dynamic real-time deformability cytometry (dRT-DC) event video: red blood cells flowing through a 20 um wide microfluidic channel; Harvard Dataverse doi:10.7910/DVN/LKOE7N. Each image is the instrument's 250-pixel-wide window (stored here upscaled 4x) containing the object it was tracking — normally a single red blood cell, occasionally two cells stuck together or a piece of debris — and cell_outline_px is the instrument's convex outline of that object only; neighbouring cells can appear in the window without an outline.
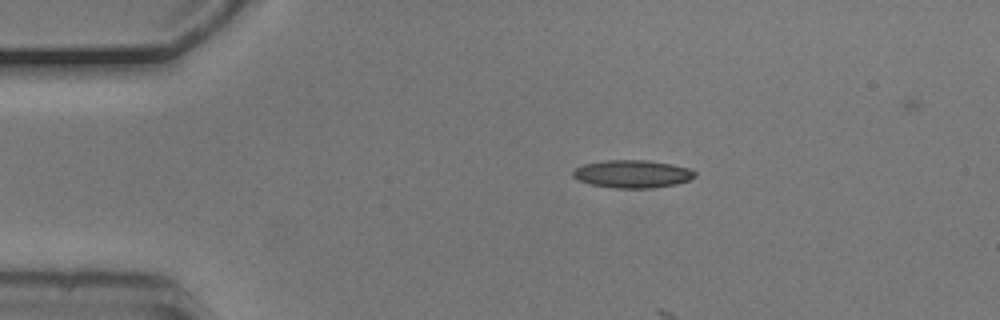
{"species": "common noctule bat (a hibernating species)", "species_latin": "Nyctalus noctula", "temperature_condition": "cold", "stored_images_in_passage": 12, "camera_frame_rate_fps": 3000, "um_per_image_px": 0.085, "animal": {"sex": "male", "body_mass_g": 20.5, "forearm_length_mm": 52.5}, "frame": {"image": 1, "passage_image": 10, "time_ms": 3.0, "image_size_px": [1000, 320], "cell_outline_px": [[696, 176], [688, 180], [676, 184], [652, 188], [612, 188], [592, 184], [580, 180], [572, 176], [572, 172], [576, 168], [584, 164], [604, 160], [648, 160], [672, 164], [692, 168], [696, 172]], "centroid_in_image_um": [53.79, 14.78], "position_along_channel_um": 31.2, "area_um2": 19.83}}